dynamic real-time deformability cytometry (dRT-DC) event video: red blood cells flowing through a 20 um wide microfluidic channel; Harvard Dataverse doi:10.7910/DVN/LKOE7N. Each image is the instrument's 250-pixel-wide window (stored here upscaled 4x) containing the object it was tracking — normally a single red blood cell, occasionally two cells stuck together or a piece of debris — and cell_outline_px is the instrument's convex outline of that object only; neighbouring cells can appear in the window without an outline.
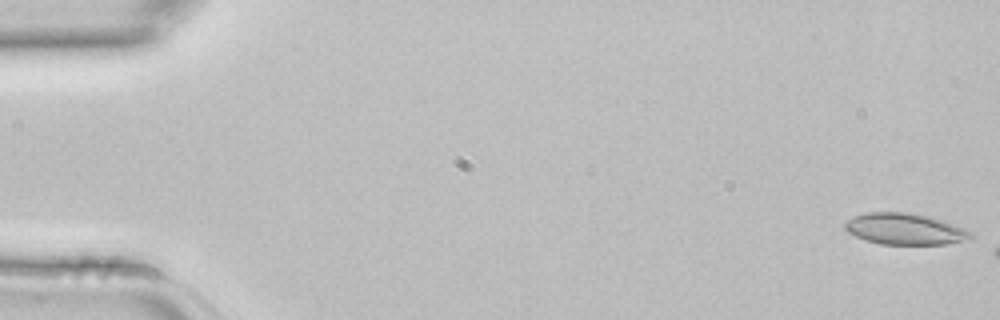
{"species": "common noctule bat (a hibernating species)", "species_latin": "Nyctalus noctula", "temperature_condition": "room temperature", "stored_images_in_passage": 5, "camera_frame_rate_fps": 3000, "um_per_image_px": 0.085, "animal": {"sex": "female", "body_mass_g": 22.7, "forearm_length_mm": 54.2}, "frame": {"image": 1, "passage_image": 1, "time_ms": 0.0, "image_size_px": [1000, 320], "cell_outline_px": [[972, 236], [968, 240], [948, 244], [880, 244], [864, 240], [848, 232], [844, 228], [844, 224], [848, 220], [856, 216], [868, 212], [908, 212], [932, 216], [964, 228], [972, 232]], "centroid_in_image_um": [76.94, 19.46], "position_along_channel_um": 8.1, "area_um2": 23.06}}
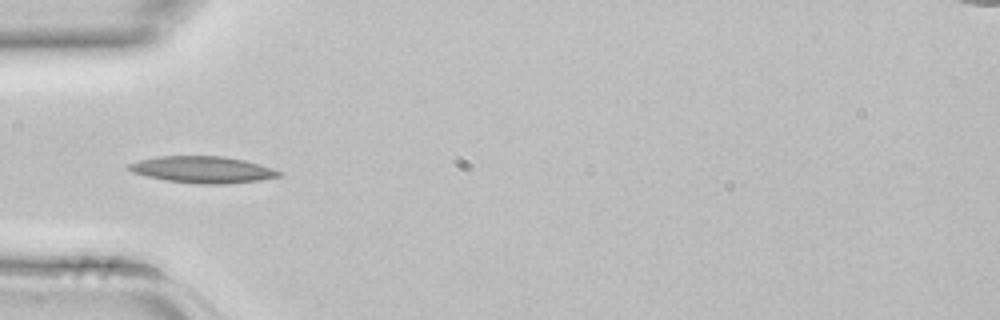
{"frame": {"image": 2, "passage_image": 5, "time_ms": 1.333, "image_size_px": [1000, 320], "cell_outline_px": [[280, 176], [260, 180], [228, 184], [200, 184], [168, 180], [148, 176], [132, 172], [124, 168], [128, 164], [140, 160], [160, 156], [224, 156], [244, 160], [260, 164], [272, 168], [280, 172]], "centroid_in_image_um": [17.22, 14.41], "position_along_channel_um": 67.8, "area_um2": 23.18}}